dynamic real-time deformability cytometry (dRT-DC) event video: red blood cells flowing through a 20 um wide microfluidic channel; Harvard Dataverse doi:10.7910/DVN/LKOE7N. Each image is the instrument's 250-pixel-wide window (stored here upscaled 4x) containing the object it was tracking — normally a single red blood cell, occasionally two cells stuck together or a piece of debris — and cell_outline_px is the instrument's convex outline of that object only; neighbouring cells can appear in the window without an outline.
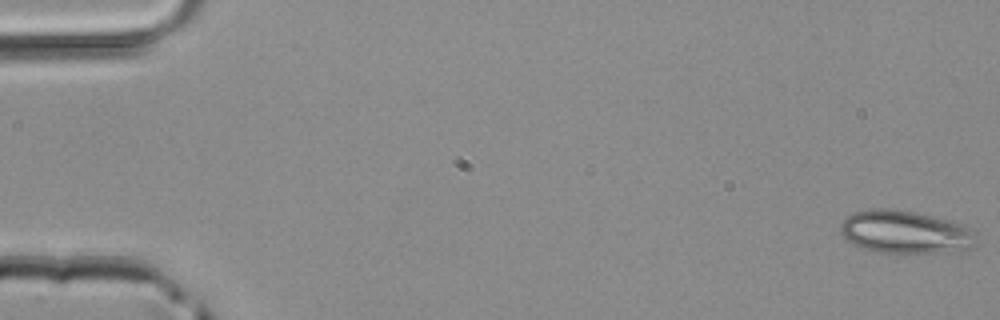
{"species": "common noctule bat (a hibernating species)", "species_latin": "Nyctalus noctula", "temperature_condition": "room temperature", "stored_images_in_passage": 5, "camera_frame_rate_fps": 3000, "um_per_image_px": 0.085, "animal": {"sex": "male", "body_mass_g": 20.4}, "frame": {"image": 1, "passage_image": 1, "time_ms": 0.0, "image_size_px": [1000, 320], "cell_outline_px": [[976, 244], [972, 248], [960, 252], [876, 252], [852, 244], [840, 232], [840, 224], [852, 212], [872, 208], [892, 208], [916, 212], [948, 220], [960, 224], [976, 232]], "centroid_in_image_um": [76.96, 19.72], "position_along_channel_um": 8.0, "area_um2": 34.1}}